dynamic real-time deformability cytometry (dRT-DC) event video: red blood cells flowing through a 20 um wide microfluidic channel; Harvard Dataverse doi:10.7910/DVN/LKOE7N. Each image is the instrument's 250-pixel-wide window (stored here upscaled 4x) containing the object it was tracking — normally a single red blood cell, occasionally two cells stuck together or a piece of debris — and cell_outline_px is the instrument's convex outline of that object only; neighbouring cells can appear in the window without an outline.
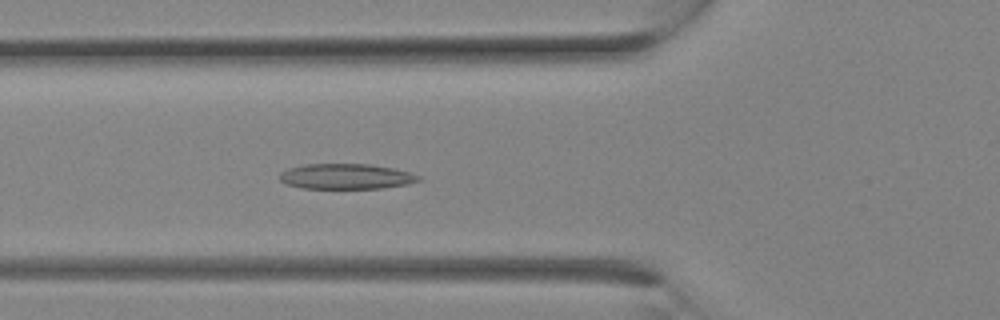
{"species": "Egyptian fruit bat (a non-hibernating species)", "species_latin": "Rousettus aegyptiacus", "temperature_condition": "room temperature", "stored_images_in_passage": 4, "camera_frame_rate_fps": 3000, "um_per_image_px": 0.085, "animal": {"sex": "female"}, "frame": {"image": 1, "passage_image": 4, "time_ms": 1.0, "image_size_px": [1000, 320], "cell_outline_px": [[424, 180], [408, 184], [384, 188], [304, 188], [288, 184], [280, 180], [280, 172], [288, 168], [304, 164], [368, 164], [392, 168], [408, 172], [420, 176]], "centroid_in_image_um": [29.44, 14.99], "position_along_channel_um": 96.4, "area_um2": 20.46}}